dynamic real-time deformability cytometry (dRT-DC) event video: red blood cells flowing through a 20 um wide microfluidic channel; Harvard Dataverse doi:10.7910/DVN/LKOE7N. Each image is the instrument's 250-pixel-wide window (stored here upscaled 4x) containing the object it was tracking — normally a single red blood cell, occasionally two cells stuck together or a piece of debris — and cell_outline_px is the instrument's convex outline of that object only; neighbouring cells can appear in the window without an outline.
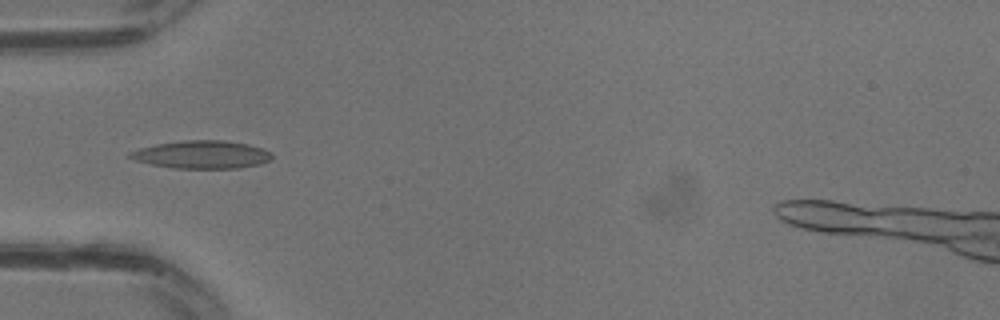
{"species": "common noctule bat (a hibernating species)", "species_latin": "Nyctalus noctula", "temperature_condition": "warm", "stored_images_in_passage": 20, "camera_frame_rate_fps": 3000, "um_per_image_px": 0.085, "animal": {"sex": "male", "body_mass_g": 13.3}, "frame": {"image": 1, "passage_image": 9, "time_ms": 2.667, "image_size_px": [1000, 320], "cell_outline_px": [[272, 156], [268, 160], [260, 164], [240, 168], [172, 168], [152, 164], [136, 160], [128, 156], [128, 152], [140, 148], [156, 144], [184, 140], [224, 140], [248, 144], [264, 148], [272, 152]], "centroid_in_image_um": [17.18, 13.13], "position_along_channel_um": 67.8, "area_um2": 23.06}}
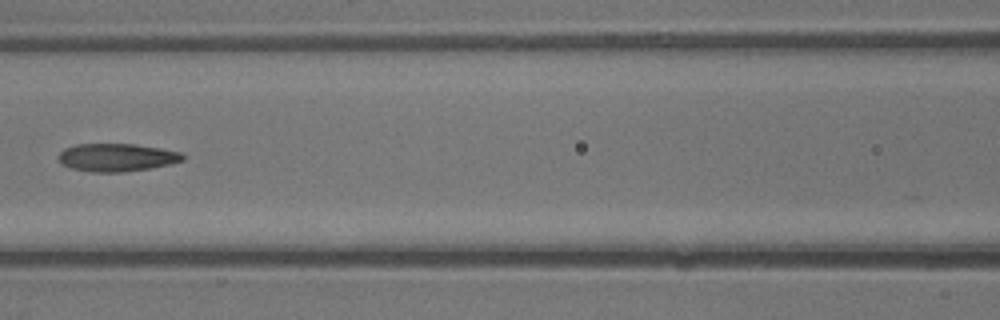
{"frame": {"image": 2, "passage_image": 13, "time_ms": 4.0, "image_size_px": [1000, 320], "cell_outline_px": [[184, 160], [168, 164], [148, 168], [124, 172], [92, 172], [72, 168], [64, 164], [56, 156], [64, 148], [76, 144], [136, 144], [160, 148], [180, 152], [184, 156]], "centroid_in_image_um": [9.9, 13.37], "position_along_channel_um": 156.7, "area_um2": 20.06}}
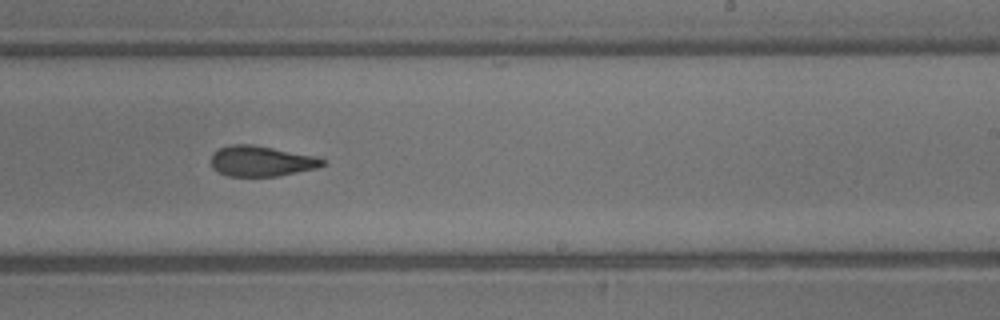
{"frame": {"image": 3, "passage_image": 18, "time_ms": 5.667, "image_size_px": [1000, 320], "cell_outline_px": [[324, 164], [320, 168], [280, 176], [228, 176], [212, 168], [212, 152], [220, 148], [232, 144], [252, 144], [312, 156], [324, 160]], "centroid_in_image_um": [22.2, 13.71], "position_along_channel_um": 266.8, "area_um2": 19.65}}